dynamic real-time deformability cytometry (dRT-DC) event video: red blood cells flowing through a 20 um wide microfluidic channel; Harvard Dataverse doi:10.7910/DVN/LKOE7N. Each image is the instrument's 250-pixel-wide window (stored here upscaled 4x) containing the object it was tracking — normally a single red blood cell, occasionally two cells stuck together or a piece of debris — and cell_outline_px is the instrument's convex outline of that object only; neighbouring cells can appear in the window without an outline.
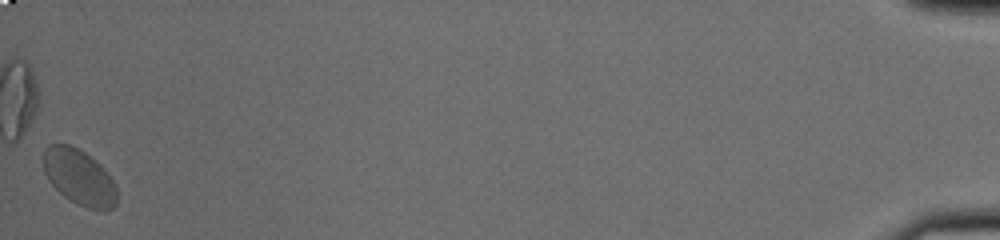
{"species": "common noctule bat (a hibernating species)", "species_latin": "Nyctalus noctula", "temperature_condition": "cold", "stored_images_in_passage": 54, "camera_frame_rate_fps": 3000, "um_per_image_px": 0.085, "animal": {"sex": "male", "body_mass_g": 20.0, "forearm_length_mm": 53.3}, "frame": {"image": 1, "passage_image": 54, "time_ms": 17.667, "image_size_px": [1000, 240], "cell_outline_px": [[116, 204], [112, 208], [104, 212], [100, 212], [76, 204], [64, 196], [48, 180], [44, 172], [44, 148], [48, 144], [72, 144], [80, 148], [96, 160], [100, 164], [116, 184]], "centroid_in_image_um": [6.75, 15.06], "position_along_channel_um": 428.5, "area_um2": 24.22}}